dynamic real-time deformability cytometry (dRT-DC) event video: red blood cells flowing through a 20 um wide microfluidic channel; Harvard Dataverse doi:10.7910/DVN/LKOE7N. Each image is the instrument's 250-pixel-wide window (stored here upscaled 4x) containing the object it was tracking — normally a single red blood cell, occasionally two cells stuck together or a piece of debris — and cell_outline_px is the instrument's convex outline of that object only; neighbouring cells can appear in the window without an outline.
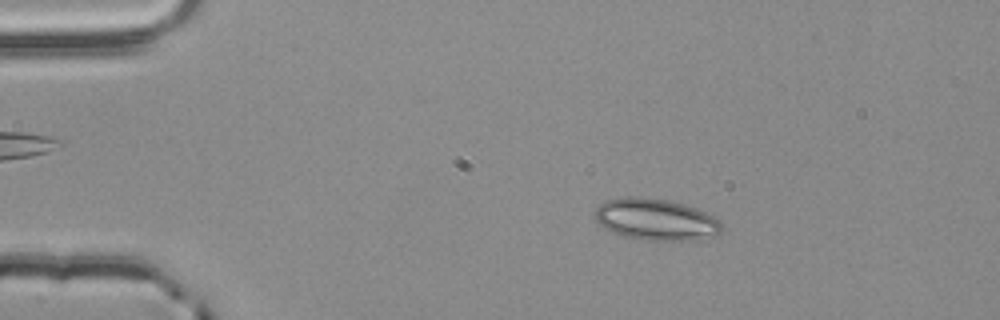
{"species": "common noctule bat (a hibernating species)", "species_latin": "Nyctalus noctula", "temperature_condition": "room temperature", "stored_images_in_passage": 54, "camera_frame_rate_fps": 3000, "um_per_image_px": 0.085, "animal": {"sex": "male", "body_mass_g": 20.4}, "frame": {"image": 1, "passage_image": 10, "time_ms": 3.0, "image_size_px": [1000, 320], "cell_outline_px": [[724, 228], [716, 236], [696, 240], [644, 240], [624, 236], [612, 232], [604, 228], [596, 220], [596, 208], [604, 200], [628, 196], [640, 196], [668, 200], [684, 204], [696, 208], [720, 220], [724, 224]], "centroid_in_image_um": [55.77, 18.65], "position_along_channel_um": 29.2, "area_um2": 30.98}}
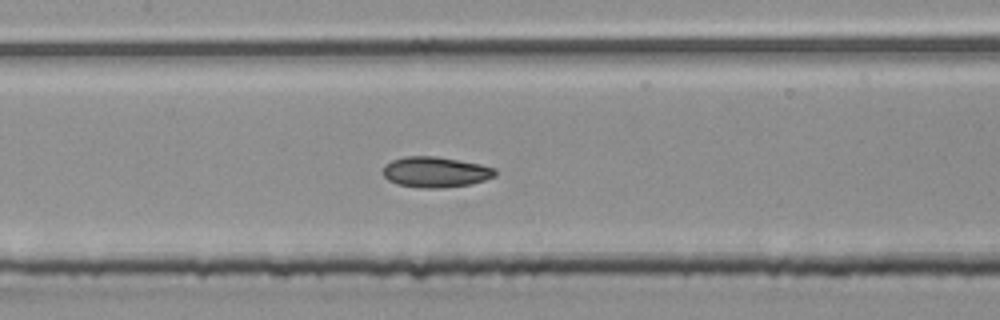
{"frame": {"image": 2, "passage_image": 26, "time_ms": 8.333, "image_size_px": [1000, 320], "cell_outline_px": [[496, 176], [484, 180], [468, 184], [440, 188], [420, 188], [396, 184], [388, 180], [384, 176], [384, 164], [392, 160], [404, 156], [436, 156], [480, 164], [496, 168]], "centroid_in_image_um": [37.0, 14.62], "position_along_channel_um": 170.4, "area_um2": 20.0}}
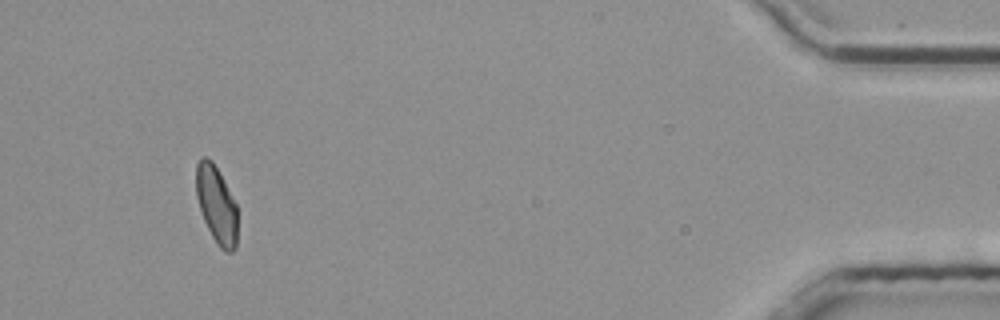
{"frame": {"image": 3, "passage_image": 51, "time_ms": 16.667, "image_size_px": [1000, 320], "cell_outline_px": [[236, 248], [232, 252], [224, 252], [216, 244], [204, 220], [196, 196], [196, 164], [204, 156], [212, 160], [236, 204]], "centroid_in_image_um": [18.39, 17.42], "position_along_channel_um": 416.8, "area_um2": 18.32}, "authors_computed_cell_mechanics": {"area_um2": 19.7676, "velocity_mm_per_s": 3.848, "shape_relaxation_time_tau1_ms": 6.9211, "shape_relaxation_time_tau2_ms": 3.0518, "deformation_change_tau1": 0.1478, "deformation_change_tau2": 0.0637}}